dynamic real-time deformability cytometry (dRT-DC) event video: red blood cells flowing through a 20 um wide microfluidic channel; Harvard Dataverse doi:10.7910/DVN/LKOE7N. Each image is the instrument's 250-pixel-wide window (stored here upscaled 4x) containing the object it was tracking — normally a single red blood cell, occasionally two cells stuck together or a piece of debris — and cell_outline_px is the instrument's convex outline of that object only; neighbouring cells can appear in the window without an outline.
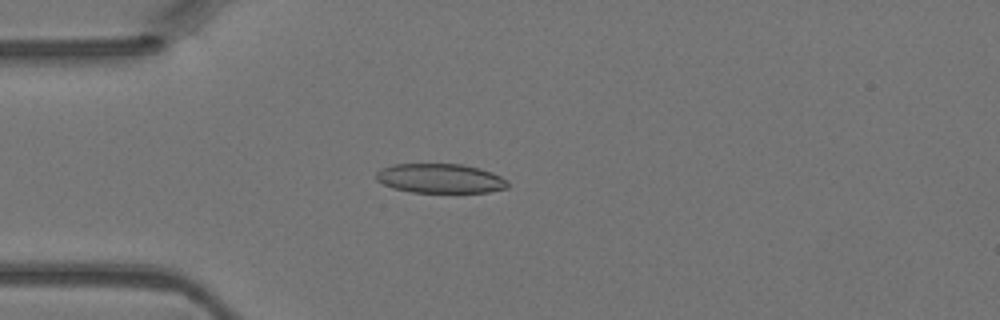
{"species": "Egyptian fruit bat (a non-hibernating species)", "species_latin": "Rousettus aegyptiacus", "temperature_condition": "warm", "stored_images_in_passage": 45, "camera_frame_rate_fps": 3000, "um_per_image_px": 0.085, "animal": {"sex": "female"}, "frame": {"image": 1, "passage_image": 12, "time_ms": 3.667, "image_size_px": [1000, 320], "cell_outline_px": [[508, 188], [488, 192], [412, 192], [392, 188], [376, 180], [376, 172], [392, 164], [464, 164], [480, 168], [492, 172], [508, 180]], "centroid_in_image_um": [37.44, 15.16], "position_along_channel_um": 47.6, "area_um2": 22.6}}
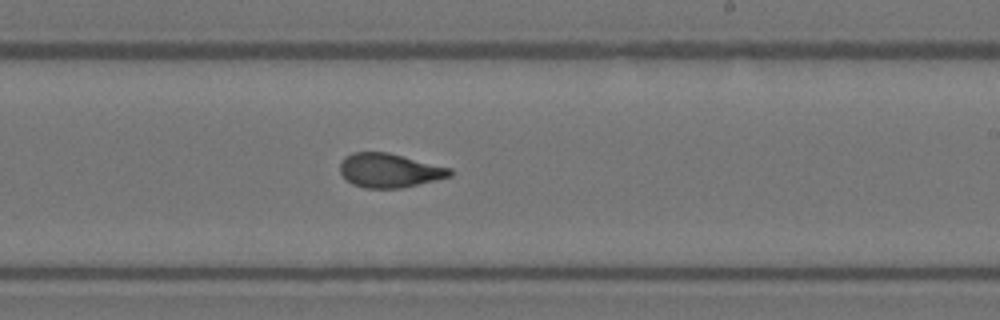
{"frame": {"image": 2, "passage_image": 27, "time_ms": 8.667, "image_size_px": [1000, 320], "cell_outline_px": [[452, 176], [436, 180], [400, 188], [364, 188], [352, 184], [340, 172], [340, 164], [344, 156], [352, 152], [388, 152], [452, 168]], "centroid_in_image_um": [33.1, 14.48], "position_along_channel_um": 255.9, "area_um2": 21.85}}
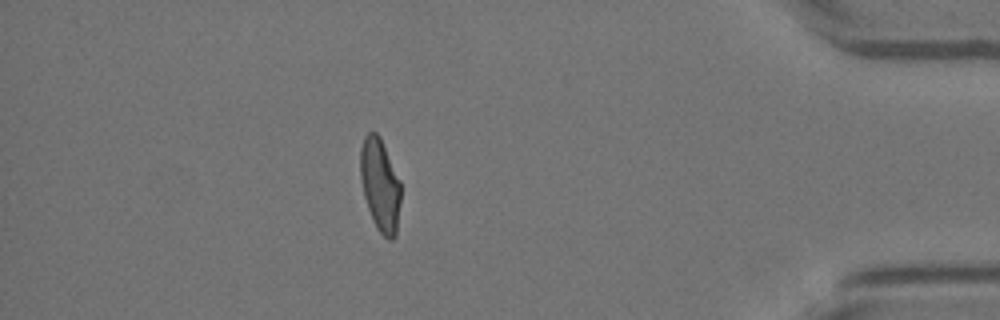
{"frame": {"image": 3, "passage_image": 40, "time_ms": 13.0, "image_size_px": [1000, 320], "cell_outline_px": [[400, 200], [396, 236], [392, 240], [388, 240], [376, 228], [372, 220], [364, 196], [360, 180], [360, 148], [364, 136], [368, 132], [376, 132], [380, 136], [400, 180]], "centroid_in_image_um": [32.29, 15.72], "position_along_channel_um": 402.9, "area_um2": 22.02}}